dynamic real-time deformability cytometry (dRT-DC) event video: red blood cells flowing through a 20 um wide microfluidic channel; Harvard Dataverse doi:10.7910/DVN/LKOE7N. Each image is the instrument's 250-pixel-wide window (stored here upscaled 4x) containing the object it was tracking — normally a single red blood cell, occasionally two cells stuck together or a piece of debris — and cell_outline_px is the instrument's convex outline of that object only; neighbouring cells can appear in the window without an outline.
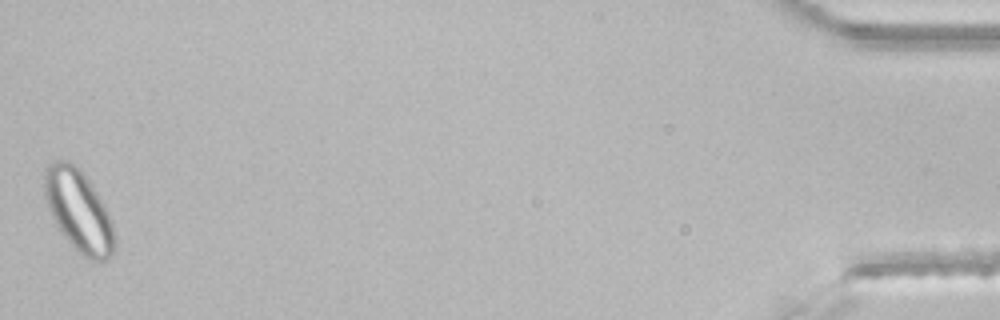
{"species": "common noctule bat (a hibernating species)", "species_latin": "Nyctalus noctula", "temperature_condition": "room temperature", "stored_images_in_passage": 47, "segment_of_instrument_passage": [2, 2], "camera_frame_rate_fps": 3000, "um_per_image_px": 0.085, "animal": {"sex": "male", "body_mass_g": 21.5, "forearm_length_mm": 52.0}, "frame": {"image": 1, "passage_image": 47, "time_ms": 15.333, "image_size_px": [1000, 320], "cell_outline_px": [[116, 244], [112, 256], [108, 260], [100, 264], [84, 256], [60, 232], [52, 216], [44, 196], [44, 168], [52, 160], [64, 160], [80, 168], [104, 204], [112, 220], [116, 236]], "centroid_in_image_um": [6.71, 17.94], "position_along_channel_um": 428.5, "area_um2": 33.64}}